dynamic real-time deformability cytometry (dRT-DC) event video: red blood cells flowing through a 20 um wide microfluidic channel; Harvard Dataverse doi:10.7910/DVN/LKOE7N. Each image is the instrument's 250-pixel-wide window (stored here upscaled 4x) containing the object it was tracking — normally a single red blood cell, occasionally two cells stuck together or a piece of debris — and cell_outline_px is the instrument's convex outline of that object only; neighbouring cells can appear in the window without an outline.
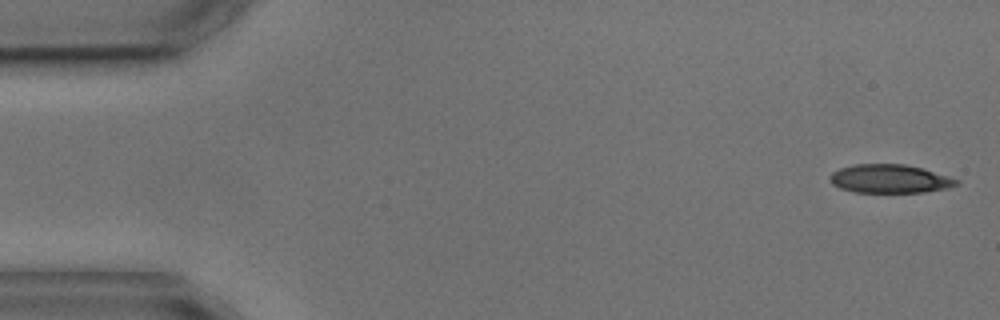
{"species": "common noctule bat (a hibernating species)", "species_latin": "Nyctalus noctula", "temperature_condition": "cold", "stored_images_in_passage": 5, "segment_of_instrument_passage": [2, 2], "camera_frame_rate_fps": 3000, "um_per_image_px": 0.085, "animal": {"sex": "male", "body_mass_g": 17.9, "forearm_length_mm": 54.2}, "frame": {"image": 1, "passage_image": 5, "time_ms": 5.0, "image_size_px": [1000, 320], "cell_outline_px": [[960, 184], [948, 188], [924, 192], [852, 192], [840, 188], [832, 184], [828, 176], [832, 172], [840, 168], [852, 164], [904, 164], [924, 168], [960, 180]], "centroid_in_image_um": [75.63, 15.19], "position_along_channel_um": 9.4, "area_um2": 21.27}}